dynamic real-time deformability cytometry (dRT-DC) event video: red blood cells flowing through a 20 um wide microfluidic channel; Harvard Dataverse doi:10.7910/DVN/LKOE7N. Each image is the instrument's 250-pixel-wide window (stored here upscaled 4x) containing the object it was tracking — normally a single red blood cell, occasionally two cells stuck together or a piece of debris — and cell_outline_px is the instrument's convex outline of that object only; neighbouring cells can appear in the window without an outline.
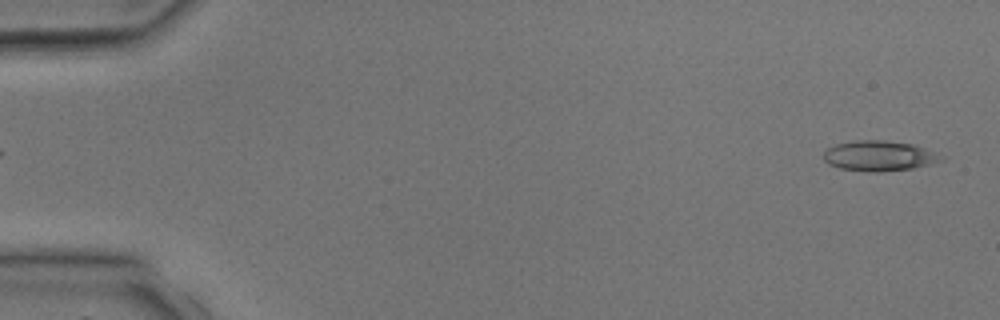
{"species": "common noctule bat (a hibernating species)", "species_latin": "Nyctalus noctula", "temperature_condition": "room temperature", "stored_images_in_passage": 3, "segment_of_instrument_passage": [2, 2], "camera_frame_rate_fps": 3000, "um_per_image_px": 0.085, "animal": {"sex": "male", "body_mass_g": 17.9, "forearm_length_mm": 54.2}, "frame": {"image": 1, "passage_image": 3, "time_ms": 2.333, "image_size_px": [1000, 320], "cell_outline_px": [[944, 160], [912, 168], [880, 172], [868, 172], [840, 168], [828, 164], [824, 160], [824, 152], [828, 148], [836, 144], [852, 140], [884, 140], [916, 144], [944, 156]], "centroid_in_image_um": [74.73, 13.24], "position_along_channel_um": 10.3, "area_um2": 20.87}}